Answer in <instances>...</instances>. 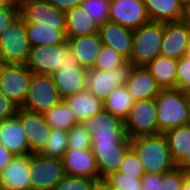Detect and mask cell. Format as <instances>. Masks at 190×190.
<instances>
[{
  "label": "cell",
  "instance_id": "obj_30",
  "mask_svg": "<svg viewBox=\"0 0 190 190\" xmlns=\"http://www.w3.org/2000/svg\"><path fill=\"white\" fill-rule=\"evenodd\" d=\"M135 103L125 85L114 89L103 101L104 110L120 117L123 121L128 117L129 112Z\"/></svg>",
  "mask_w": 190,
  "mask_h": 190
},
{
  "label": "cell",
  "instance_id": "obj_12",
  "mask_svg": "<svg viewBox=\"0 0 190 190\" xmlns=\"http://www.w3.org/2000/svg\"><path fill=\"white\" fill-rule=\"evenodd\" d=\"M19 16L26 24L36 27H57L66 31L65 13L59 11L48 0H29L19 6Z\"/></svg>",
  "mask_w": 190,
  "mask_h": 190
},
{
  "label": "cell",
  "instance_id": "obj_54",
  "mask_svg": "<svg viewBox=\"0 0 190 190\" xmlns=\"http://www.w3.org/2000/svg\"><path fill=\"white\" fill-rule=\"evenodd\" d=\"M187 94H188V97H189V99H190V90L187 92Z\"/></svg>",
  "mask_w": 190,
  "mask_h": 190
},
{
  "label": "cell",
  "instance_id": "obj_37",
  "mask_svg": "<svg viewBox=\"0 0 190 190\" xmlns=\"http://www.w3.org/2000/svg\"><path fill=\"white\" fill-rule=\"evenodd\" d=\"M96 179L66 175L53 190H92Z\"/></svg>",
  "mask_w": 190,
  "mask_h": 190
},
{
  "label": "cell",
  "instance_id": "obj_22",
  "mask_svg": "<svg viewBox=\"0 0 190 190\" xmlns=\"http://www.w3.org/2000/svg\"><path fill=\"white\" fill-rule=\"evenodd\" d=\"M0 143L15 156L29 154L28 140L17 115L0 122Z\"/></svg>",
  "mask_w": 190,
  "mask_h": 190
},
{
  "label": "cell",
  "instance_id": "obj_1",
  "mask_svg": "<svg viewBox=\"0 0 190 190\" xmlns=\"http://www.w3.org/2000/svg\"><path fill=\"white\" fill-rule=\"evenodd\" d=\"M131 148L137 154L145 173L164 174L177 167L164 133L131 139Z\"/></svg>",
  "mask_w": 190,
  "mask_h": 190
},
{
  "label": "cell",
  "instance_id": "obj_10",
  "mask_svg": "<svg viewBox=\"0 0 190 190\" xmlns=\"http://www.w3.org/2000/svg\"><path fill=\"white\" fill-rule=\"evenodd\" d=\"M124 129L130 139L158 134L155 99L135 101L124 120Z\"/></svg>",
  "mask_w": 190,
  "mask_h": 190
},
{
  "label": "cell",
  "instance_id": "obj_6",
  "mask_svg": "<svg viewBox=\"0 0 190 190\" xmlns=\"http://www.w3.org/2000/svg\"><path fill=\"white\" fill-rule=\"evenodd\" d=\"M134 64L127 60L111 71L90 69L85 77V89L89 90L98 99L105 100L116 88L126 84Z\"/></svg>",
  "mask_w": 190,
  "mask_h": 190
},
{
  "label": "cell",
  "instance_id": "obj_15",
  "mask_svg": "<svg viewBox=\"0 0 190 190\" xmlns=\"http://www.w3.org/2000/svg\"><path fill=\"white\" fill-rule=\"evenodd\" d=\"M131 148V139L126 135L120 142L115 144L91 143L100 179H105L119 170L124 155Z\"/></svg>",
  "mask_w": 190,
  "mask_h": 190
},
{
  "label": "cell",
  "instance_id": "obj_46",
  "mask_svg": "<svg viewBox=\"0 0 190 190\" xmlns=\"http://www.w3.org/2000/svg\"><path fill=\"white\" fill-rule=\"evenodd\" d=\"M92 190H116L110 183L105 179L96 180Z\"/></svg>",
  "mask_w": 190,
  "mask_h": 190
},
{
  "label": "cell",
  "instance_id": "obj_18",
  "mask_svg": "<svg viewBox=\"0 0 190 190\" xmlns=\"http://www.w3.org/2000/svg\"><path fill=\"white\" fill-rule=\"evenodd\" d=\"M30 154L14 156L0 173V190H30Z\"/></svg>",
  "mask_w": 190,
  "mask_h": 190
},
{
  "label": "cell",
  "instance_id": "obj_49",
  "mask_svg": "<svg viewBox=\"0 0 190 190\" xmlns=\"http://www.w3.org/2000/svg\"><path fill=\"white\" fill-rule=\"evenodd\" d=\"M26 1H29V0H9V2H10L11 4H14V5H16V6H20L21 4H23V3L26 2Z\"/></svg>",
  "mask_w": 190,
  "mask_h": 190
},
{
  "label": "cell",
  "instance_id": "obj_52",
  "mask_svg": "<svg viewBox=\"0 0 190 190\" xmlns=\"http://www.w3.org/2000/svg\"><path fill=\"white\" fill-rule=\"evenodd\" d=\"M185 55L190 57V37H189V40H188V45H187V50H186Z\"/></svg>",
  "mask_w": 190,
  "mask_h": 190
},
{
  "label": "cell",
  "instance_id": "obj_32",
  "mask_svg": "<svg viewBox=\"0 0 190 190\" xmlns=\"http://www.w3.org/2000/svg\"><path fill=\"white\" fill-rule=\"evenodd\" d=\"M68 149V132L57 128H51L50 138L40 154L62 159Z\"/></svg>",
  "mask_w": 190,
  "mask_h": 190
},
{
  "label": "cell",
  "instance_id": "obj_14",
  "mask_svg": "<svg viewBox=\"0 0 190 190\" xmlns=\"http://www.w3.org/2000/svg\"><path fill=\"white\" fill-rule=\"evenodd\" d=\"M108 21L134 30L150 19L144 0H110Z\"/></svg>",
  "mask_w": 190,
  "mask_h": 190
},
{
  "label": "cell",
  "instance_id": "obj_8",
  "mask_svg": "<svg viewBox=\"0 0 190 190\" xmlns=\"http://www.w3.org/2000/svg\"><path fill=\"white\" fill-rule=\"evenodd\" d=\"M33 72L23 64L2 63L0 69V92L18 107L26 100Z\"/></svg>",
  "mask_w": 190,
  "mask_h": 190
},
{
  "label": "cell",
  "instance_id": "obj_25",
  "mask_svg": "<svg viewBox=\"0 0 190 190\" xmlns=\"http://www.w3.org/2000/svg\"><path fill=\"white\" fill-rule=\"evenodd\" d=\"M63 101L71 109L78 122L89 119L104 110L103 100L98 99L87 89L66 97Z\"/></svg>",
  "mask_w": 190,
  "mask_h": 190
},
{
  "label": "cell",
  "instance_id": "obj_48",
  "mask_svg": "<svg viewBox=\"0 0 190 190\" xmlns=\"http://www.w3.org/2000/svg\"><path fill=\"white\" fill-rule=\"evenodd\" d=\"M182 190H190V174L184 178Z\"/></svg>",
  "mask_w": 190,
  "mask_h": 190
},
{
  "label": "cell",
  "instance_id": "obj_3",
  "mask_svg": "<svg viewBox=\"0 0 190 190\" xmlns=\"http://www.w3.org/2000/svg\"><path fill=\"white\" fill-rule=\"evenodd\" d=\"M35 74L52 75L57 70L78 66L77 57L71 52L67 43L31 47L25 64Z\"/></svg>",
  "mask_w": 190,
  "mask_h": 190
},
{
  "label": "cell",
  "instance_id": "obj_36",
  "mask_svg": "<svg viewBox=\"0 0 190 190\" xmlns=\"http://www.w3.org/2000/svg\"><path fill=\"white\" fill-rule=\"evenodd\" d=\"M91 136L78 122L68 131V149H90Z\"/></svg>",
  "mask_w": 190,
  "mask_h": 190
},
{
  "label": "cell",
  "instance_id": "obj_53",
  "mask_svg": "<svg viewBox=\"0 0 190 190\" xmlns=\"http://www.w3.org/2000/svg\"><path fill=\"white\" fill-rule=\"evenodd\" d=\"M188 19L190 20V9H188Z\"/></svg>",
  "mask_w": 190,
  "mask_h": 190
},
{
  "label": "cell",
  "instance_id": "obj_5",
  "mask_svg": "<svg viewBox=\"0 0 190 190\" xmlns=\"http://www.w3.org/2000/svg\"><path fill=\"white\" fill-rule=\"evenodd\" d=\"M30 50L26 23L18 16L0 37V60L6 64L25 65Z\"/></svg>",
  "mask_w": 190,
  "mask_h": 190
},
{
  "label": "cell",
  "instance_id": "obj_24",
  "mask_svg": "<svg viewBox=\"0 0 190 190\" xmlns=\"http://www.w3.org/2000/svg\"><path fill=\"white\" fill-rule=\"evenodd\" d=\"M87 69L81 66L67 67L52 74L62 99L85 90Z\"/></svg>",
  "mask_w": 190,
  "mask_h": 190
},
{
  "label": "cell",
  "instance_id": "obj_47",
  "mask_svg": "<svg viewBox=\"0 0 190 190\" xmlns=\"http://www.w3.org/2000/svg\"><path fill=\"white\" fill-rule=\"evenodd\" d=\"M177 167L183 170L186 174H190V150Z\"/></svg>",
  "mask_w": 190,
  "mask_h": 190
},
{
  "label": "cell",
  "instance_id": "obj_2",
  "mask_svg": "<svg viewBox=\"0 0 190 190\" xmlns=\"http://www.w3.org/2000/svg\"><path fill=\"white\" fill-rule=\"evenodd\" d=\"M157 110L158 134L190 124V99L179 89H161L154 98Z\"/></svg>",
  "mask_w": 190,
  "mask_h": 190
},
{
  "label": "cell",
  "instance_id": "obj_45",
  "mask_svg": "<svg viewBox=\"0 0 190 190\" xmlns=\"http://www.w3.org/2000/svg\"><path fill=\"white\" fill-rule=\"evenodd\" d=\"M12 154L3 144L0 143V173L14 158Z\"/></svg>",
  "mask_w": 190,
  "mask_h": 190
},
{
  "label": "cell",
  "instance_id": "obj_11",
  "mask_svg": "<svg viewBox=\"0 0 190 190\" xmlns=\"http://www.w3.org/2000/svg\"><path fill=\"white\" fill-rule=\"evenodd\" d=\"M80 123L90 134L91 143L115 144L126 136L124 121L105 110Z\"/></svg>",
  "mask_w": 190,
  "mask_h": 190
},
{
  "label": "cell",
  "instance_id": "obj_17",
  "mask_svg": "<svg viewBox=\"0 0 190 190\" xmlns=\"http://www.w3.org/2000/svg\"><path fill=\"white\" fill-rule=\"evenodd\" d=\"M61 160L66 175L100 179L96 159L91 149H67Z\"/></svg>",
  "mask_w": 190,
  "mask_h": 190
},
{
  "label": "cell",
  "instance_id": "obj_44",
  "mask_svg": "<svg viewBox=\"0 0 190 190\" xmlns=\"http://www.w3.org/2000/svg\"><path fill=\"white\" fill-rule=\"evenodd\" d=\"M59 11L66 13L70 9L81 6L83 0H48Z\"/></svg>",
  "mask_w": 190,
  "mask_h": 190
},
{
  "label": "cell",
  "instance_id": "obj_34",
  "mask_svg": "<svg viewBox=\"0 0 190 190\" xmlns=\"http://www.w3.org/2000/svg\"><path fill=\"white\" fill-rule=\"evenodd\" d=\"M110 0H83L81 7L100 26L108 21Z\"/></svg>",
  "mask_w": 190,
  "mask_h": 190
},
{
  "label": "cell",
  "instance_id": "obj_40",
  "mask_svg": "<svg viewBox=\"0 0 190 190\" xmlns=\"http://www.w3.org/2000/svg\"><path fill=\"white\" fill-rule=\"evenodd\" d=\"M177 89L184 92L190 90V57L186 55L178 60Z\"/></svg>",
  "mask_w": 190,
  "mask_h": 190
},
{
  "label": "cell",
  "instance_id": "obj_9",
  "mask_svg": "<svg viewBox=\"0 0 190 190\" xmlns=\"http://www.w3.org/2000/svg\"><path fill=\"white\" fill-rule=\"evenodd\" d=\"M30 190H53L66 176L61 159L30 154Z\"/></svg>",
  "mask_w": 190,
  "mask_h": 190
},
{
  "label": "cell",
  "instance_id": "obj_33",
  "mask_svg": "<svg viewBox=\"0 0 190 190\" xmlns=\"http://www.w3.org/2000/svg\"><path fill=\"white\" fill-rule=\"evenodd\" d=\"M126 61L127 59L123 55L117 53L113 48L103 45L93 69L111 71Z\"/></svg>",
  "mask_w": 190,
  "mask_h": 190
},
{
  "label": "cell",
  "instance_id": "obj_19",
  "mask_svg": "<svg viewBox=\"0 0 190 190\" xmlns=\"http://www.w3.org/2000/svg\"><path fill=\"white\" fill-rule=\"evenodd\" d=\"M98 33L103 45L113 48L117 53L130 60L134 41L133 29L106 21L99 26Z\"/></svg>",
  "mask_w": 190,
  "mask_h": 190
},
{
  "label": "cell",
  "instance_id": "obj_4",
  "mask_svg": "<svg viewBox=\"0 0 190 190\" xmlns=\"http://www.w3.org/2000/svg\"><path fill=\"white\" fill-rule=\"evenodd\" d=\"M133 49L130 61L134 66H146L160 55L164 35L163 22H148L134 29Z\"/></svg>",
  "mask_w": 190,
  "mask_h": 190
},
{
  "label": "cell",
  "instance_id": "obj_26",
  "mask_svg": "<svg viewBox=\"0 0 190 190\" xmlns=\"http://www.w3.org/2000/svg\"><path fill=\"white\" fill-rule=\"evenodd\" d=\"M145 67L161 89H177L178 60L159 55Z\"/></svg>",
  "mask_w": 190,
  "mask_h": 190
},
{
  "label": "cell",
  "instance_id": "obj_50",
  "mask_svg": "<svg viewBox=\"0 0 190 190\" xmlns=\"http://www.w3.org/2000/svg\"><path fill=\"white\" fill-rule=\"evenodd\" d=\"M3 6H16V5L11 4L9 0H0V7H3Z\"/></svg>",
  "mask_w": 190,
  "mask_h": 190
},
{
  "label": "cell",
  "instance_id": "obj_31",
  "mask_svg": "<svg viewBox=\"0 0 190 190\" xmlns=\"http://www.w3.org/2000/svg\"><path fill=\"white\" fill-rule=\"evenodd\" d=\"M44 116L50 128L67 132L78 123L75 115L64 101L49 109Z\"/></svg>",
  "mask_w": 190,
  "mask_h": 190
},
{
  "label": "cell",
  "instance_id": "obj_20",
  "mask_svg": "<svg viewBox=\"0 0 190 190\" xmlns=\"http://www.w3.org/2000/svg\"><path fill=\"white\" fill-rule=\"evenodd\" d=\"M71 52L77 57L79 66L87 70L95 67V62L103 47L99 33L67 38Z\"/></svg>",
  "mask_w": 190,
  "mask_h": 190
},
{
  "label": "cell",
  "instance_id": "obj_29",
  "mask_svg": "<svg viewBox=\"0 0 190 190\" xmlns=\"http://www.w3.org/2000/svg\"><path fill=\"white\" fill-rule=\"evenodd\" d=\"M172 159L178 165L190 150V124L172 128L164 133Z\"/></svg>",
  "mask_w": 190,
  "mask_h": 190
},
{
  "label": "cell",
  "instance_id": "obj_51",
  "mask_svg": "<svg viewBox=\"0 0 190 190\" xmlns=\"http://www.w3.org/2000/svg\"><path fill=\"white\" fill-rule=\"evenodd\" d=\"M183 5L184 7L188 10L190 9V0H179Z\"/></svg>",
  "mask_w": 190,
  "mask_h": 190
},
{
  "label": "cell",
  "instance_id": "obj_43",
  "mask_svg": "<svg viewBox=\"0 0 190 190\" xmlns=\"http://www.w3.org/2000/svg\"><path fill=\"white\" fill-rule=\"evenodd\" d=\"M160 182H162V174L145 173L142 177V190H159Z\"/></svg>",
  "mask_w": 190,
  "mask_h": 190
},
{
  "label": "cell",
  "instance_id": "obj_13",
  "mask_svg": "<svg viewBox=\"0 0 190 190\" xmlns=\"http://www.w3.org/2000/svg\"><path fill=\"white\" fill-rule=\"evenodd\" d=\"M16 115L20 119L26 139L28 140L29 154L40 153L48 142L51 132L44 114L31 112L19 107Z\"/></svg>",
  "mask_w": 190,
  "mask_h": 190
},
{
  "label": "cell",
  "instance_id": "obj_28",
  "mask_svg": "<svg viewBox=\"0 0 190 190\" xmlns=\"http://www.w3.org/2000/svg\"><path fill=\"white\" fill-rule=\"evenodd\" d=\"M27 38L33 46H54L67 43L66 31L57 27H36V24H26Z\"/></svg>",
  "mask_w": 190,
  "mask_h": 190
},
{
  "label": "cell",
  "instance_id": "obj_16",
  "mask_svg": "<svg viewBox=\"0 0 190 190\" xmlns=\"http://www.w3.org/2000/svg\"><path fill=\"white\" fill-rule=\"evenodd\" d=\"M190 37V20L165 22L160 56L179 60L185 55Z\"/></svg>",
  "mask_w": 190,
  "mask_h": 190
},
{
  "label": "cell",
  "instance_id": "obj_21",
  "mask_svg": "<svg viewBox=\"0 0 190 190\" xmlns=\"http://www.w3.org/2000/svg\"><path fill=\"white\" fill-rule=\"evenodd\" d=\"M125 86L135 101L155 98L161 90L145 66H134Z\"/></svg>",
  "mask_w": 190,
  "mask_h": 190
},
{
  "label": "cell",
  "instance_id": "obj_39",
  "mask_svg": "<svg viewBox=\"0 0 190 190\" xmlns=\"http://www.w3.org/2000/svg\"><path fill=\"white\" fill-rule=\"evenodd\" d=\"M179 167L162 174L159 190H182L184 178L187 176Z\"/></svg>",
  "mask_w": 190,
  "mask_h": 190
},
{
  "label": "cell",
  "instance_id": "obj_42",
  "mask_svg": "<svg viewBox=\"0 0 190 190\" xmlns=\"http://www.w3.org/2000/svg\"><path fill=\"white\" fill-rule=\"evenodd\" d=\"M18 106L0 92V122L14 117Z\"/></svg>",
  "mask_w": 190,
  "mask_h": 190
},
{
  "label": "cell",
  "instance_id": "obj_41",
  "mask_svg": "<svg viewBox=\"0 0 190 190\" xmlns=\"http://www.w3.org/2000/svg\"><path fill=\"white\" fill-rule=\"evenodd\" d=\"M18 16L19 6L0 7V37Z\"/></svg>",
  "mask_w": 190,
  "mask_h": 190
},
{
  "label": "cell",
  "instance_id": "obj_7",
  "mask_svg": "<svg viewBox=\"0 0 190 190\" xmlns=\"http://www.w3.org/2000/svg\"><path fill=\"white\" fill-rule=\"evenodd\" d=\"M62 101L52 75L33 73L26 100L21 108L45 114Z\"/></svg>",
  "mask_w": 190,
  "mask_h": 190
},
{
  "label": "cell",
  "instance_id": "obj_35",
  "mask_svg": "<svg viewBox=\"0 0 190 190\" xmlns=\"http://www.w3.org/2000/svg\"><path fill=\"white\" fill-rule=\"evenodd\" d=\"M116 190H142V177L115 172L105 178Z\"/></svg>",
  "mask_w": 190,
  "mask_h": 190
},
{
  "label": "cell",
  "instance_id": "obj_38",
  "mask_svg": "<svg viewBox=\"0 0 190 190\" xmlns=\"http://www.w3.org/2000/svg\"><path fill=\"white\" fill-rule=\"evenodd\" d=\"M118 172L135 175V177H143L145 175L144 167L132 148L124 155Z\"/></svg>",
  "mask_w": 190,
  "mask_h": 190
},
{
  "label": "cell",
  "instance_id": "obj_23",
  "mask_svg": "<svg viewBox=\"0 0 190 190\" xmlns=\"http://www.w3.org/2000/svg\"><path fill=\"white\" fill-rule=\"evenodd\" d=\"M152 22H178L188 18V10L179 0H144Z\"/></svg>",
  "mask_w": 190,
  "mask_h": 190
},
{
  "label": "cell",
  "instance_id": "obj_27",
  "mask_svg": "<svg viewBox=\"0 0 190 190\" xmlns=\"http://www.w3.org/2000/svg\"><path fill=\"white\" fill-rule=\"evenodd\" d=\"M65 16L67 38H76L98 33L99 25L81 6L70 9L65 13Z\"/></svg>",
  "mask_w": 190,
  "mask_h": 190
}]
</instances>
